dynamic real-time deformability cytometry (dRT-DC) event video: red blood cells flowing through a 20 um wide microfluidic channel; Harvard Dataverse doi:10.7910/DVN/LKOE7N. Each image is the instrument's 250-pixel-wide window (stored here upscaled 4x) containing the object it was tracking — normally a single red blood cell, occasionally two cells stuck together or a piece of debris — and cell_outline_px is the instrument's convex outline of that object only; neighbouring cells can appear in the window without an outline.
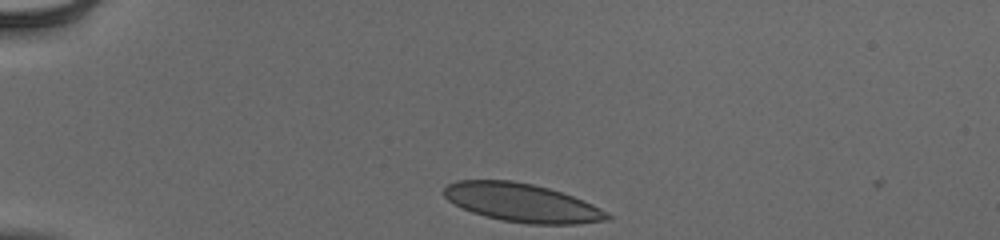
{"species": "human", "species_latin": "Homo sapiens", "temperature_condition": "cold", "stored_images_in_passage": 34, "camera_frame_rate_fps": 3000, "um_per_image_px": 0.085, "donor": {"sex": "male"}, "frame": {"image": 1, "passage_image": 1, "time_ms": 0.0, "image_size_px": [1000, 240], "cell_outline_px": [[612, 216], [608, 220], [576, 224], [528, 224], [500, 220], [484, 216], [472, 212], [448, 200], [444, 196], [444, 188], [448, 184], [456, 180], [512, 180], [532, 184], [548, 188], [572, 196], [592, 204], [600, 208]], "centroid_in_image_um": [44.36, 17.23], "position_along_channel_um": 40.6, "area_um2": 36.41}}
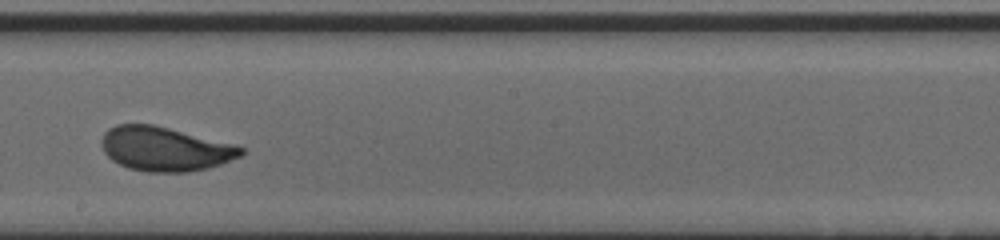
{"frame": {"image": 2, "passage_image": 20, "time_ms": 6.333, "image_size_px": [1000, 240], "cell_outline_px": [[244, 152], [240, 156], [220, 164], [208, 168], [188, 172], [148, 172], [128, 168], [112, 160], [104, 152], [100, 144], [100, 140], [104, 132], [108, 128], [116, 124], [152, 124], [236, 144], [244, 148]], "centroid_in_image_um": [14.0, 12.65], "position_along_channel_um": 234.2, "area_um2": 36.07}}
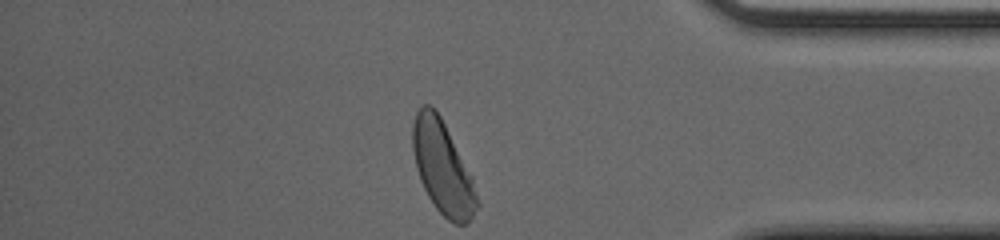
{"frame": {"image": 3, "passage_image": 34, "time_ms": 11.0, "image_size_px": [1000, 240], "cell_outline_px": [[480, 204], [472, 216], [464, 224], [456, 224], [448, 220], [436, 208], [428, 196], [420, 180], [416, 168], [412, 148], [412, 124], [416, 112], [424, 104], [428, 104], [440, 116], [472, 176]], "centroid_in_image_um": [37.61, 14.26], "position_along_channel_um": 397.6, "area_um2": 34.39}, "authors_computed_cell_mechanics": {"area_um2": 36.0961, "velocity_mm_per_s": 3.9189, "shape_relaxation_time_tau1_ms": 2.2512, "shape_relaxation_time_tau2_ms": null, "deformation_change_tau1": 0.1214, "deformation_change_tau2": null}}